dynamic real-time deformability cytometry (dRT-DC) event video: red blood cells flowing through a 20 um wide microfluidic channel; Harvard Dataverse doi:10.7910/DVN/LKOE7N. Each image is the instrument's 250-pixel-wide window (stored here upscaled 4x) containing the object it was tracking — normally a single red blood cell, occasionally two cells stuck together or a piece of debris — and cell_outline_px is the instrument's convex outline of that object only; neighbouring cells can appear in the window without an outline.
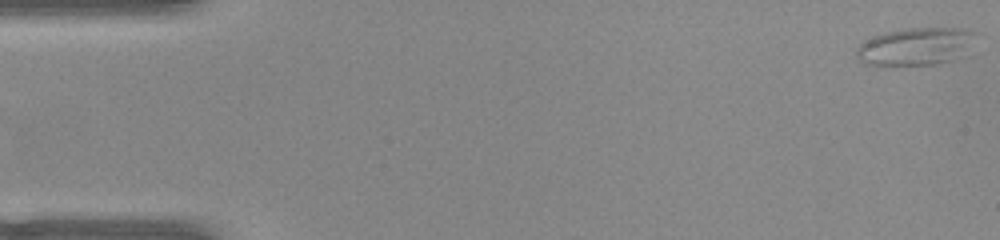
{"species": "common noctule bat (a hibernating species)", "species_latin": "Nyctalus noctula", "temperature_condition": "warm", "stored_images_in_passage": 8, "camera_frame_rate_fps": 3000, "um_per_image_px": 0.085, "animal": {"sex": "female", "body_mass_g": 22.0, "forearm_length_mm": 56.7}, "frame": {"image": 1, "passage_image": 1, "time_ms": 0.0, "image_size_px": [1000, 240], "cell_outline_px": [[972, 32], [960, 56], [952, 60], [936, 64], [864, 64], [856, 56], [856, 48], [864, 40], [872, 36], [900, 28], [964, 28]], "centroid_in_image_um": [77.67, 3.93], "position_along_channel_um": 7.3, "area_um2": 25.2}}